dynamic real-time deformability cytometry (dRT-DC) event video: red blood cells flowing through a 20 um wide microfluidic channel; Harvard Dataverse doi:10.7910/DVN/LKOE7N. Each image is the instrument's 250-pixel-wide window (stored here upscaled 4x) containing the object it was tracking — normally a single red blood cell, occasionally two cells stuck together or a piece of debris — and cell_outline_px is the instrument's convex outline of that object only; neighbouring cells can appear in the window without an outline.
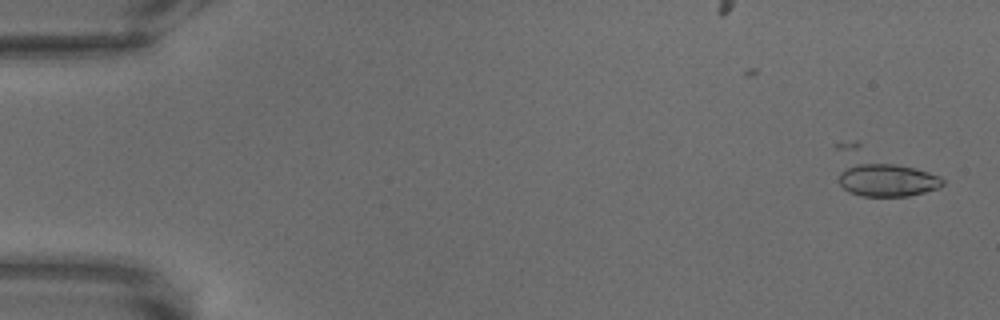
{"species": "common noctule bat (a hibernating species)", "species_latin": "Nyctalus noctula", "temperature_condition": "warm", "stored_images_in_passage": 17, "camera_frame_rate_fps": 3000, "um_per_image_px": 0.085, "animal": {"sex": "male", "body_mass_g": 18.8}, "frame": {"image": 1, "passage_image": 3, "time_ms": 0.667, "image_size_px": [1000, 320], "cell_outline_px": [[944, 184], [940, 188], [908, 196], [860, 196], [848, 192], [840, 184], [840, 172], [860, 160], [864, 160], [896, 164], [928, 172], [940, 176], [944, 180]], "centroid_in_image_um": [75.42, 15.28], "position_along_channel_um": 9.6, "area_um2": 20.29}}